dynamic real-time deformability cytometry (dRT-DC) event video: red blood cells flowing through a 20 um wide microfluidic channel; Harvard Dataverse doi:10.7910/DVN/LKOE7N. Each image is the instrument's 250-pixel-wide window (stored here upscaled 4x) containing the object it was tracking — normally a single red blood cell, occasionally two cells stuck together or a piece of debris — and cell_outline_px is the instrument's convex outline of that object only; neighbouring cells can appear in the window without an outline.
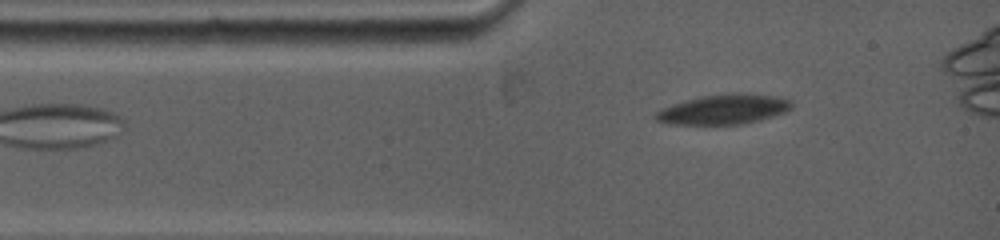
{"species": "common noctule bat (a hibernating species)", "species_latin": "Nyctalus noctula", "temperature_condition": "warm", "stored_images_in_passage": 41, "camera_frame_rate_fps": 5000, "um_per_image_px": 0.085, "animal": {"sex": "female", "body_mass_g": 19.0, "forearm_length_mm": 53.3}, "frame": {"image": 1, "passage_image": 1, "time_ms": 0.0, "image_size_px": [1000, 240], "cell_outline_px": [[792, 108], [784, 112], [760, 120], [740, 124], [668, 124], [656, 120], [652, 116], [660, 108], [672, 104], [700, 96], [732, 92], [740, 92], [776, 96], [792, 100]], "centroid_in_image_um": [61.49, 9.28], "position_along_channel_um": 23.5, "area_um2": 23.87}}
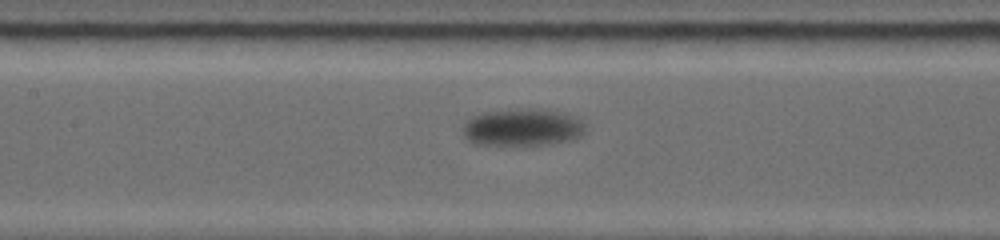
{"frame": {"image": 2, "passage_image": 17, "time_ms": 4.6, "image_size_px": [1000, 240], "cell_outline_px": [[584, 132], [580, 136], [572, 140], [548, 144], [476, 144], [468, 140], [464, 136], [460, 128], [464, 120], [472, 116], [484, 112], [520, 108], [528, 108], [560, 112], [584, 120]], "centroid_in_image_um": [44.36, 10.81], "position_along_channel_um": 163.0, "area_um2": 26.7}}
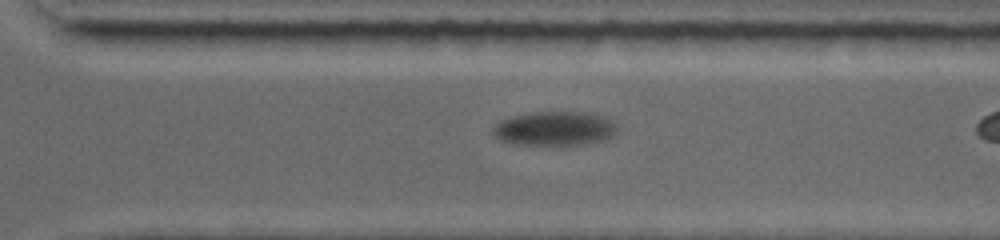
{"frame": {"image": 3, "passage_image": 35, "time_ms": 9.4, "image_size_px": [1000, 240], "cell_outline_px": [[616, 136], [604, 140], [580, 144], [516, 144], [500, 140], [492, 136], [492, 128], [500, 120], [512, 116], [536, 112], [588, 112], [608, 116], [616, 124]], "centroid_in_image_um": [47.17, 10.91], "position_along_channel_um": 323.4, "area_um2": 24.91}}